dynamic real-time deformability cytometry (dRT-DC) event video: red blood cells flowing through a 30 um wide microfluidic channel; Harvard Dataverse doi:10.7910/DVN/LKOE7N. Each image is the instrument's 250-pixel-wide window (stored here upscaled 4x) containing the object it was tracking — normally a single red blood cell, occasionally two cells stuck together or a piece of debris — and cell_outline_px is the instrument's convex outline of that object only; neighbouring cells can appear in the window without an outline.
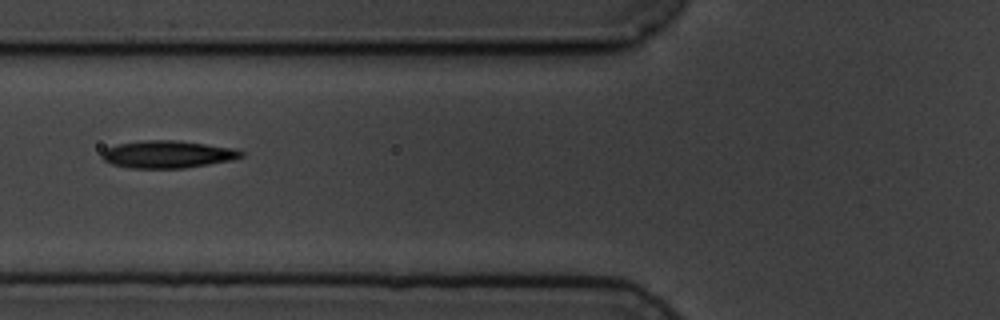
{"species": "common noctule bat (a hibernating species)", "species_latin": "Nyctalus noctula", "temperature_condition": "cold", "stored_images_in_passage": 9, "camera_frame_rate_fps": 3000, "um_per_image_px": 0.085, "animal": {"sex": "male", "body_mass_g": 19.5, "forearm_length_mm": 54.6}, "frame": {"image": 1, "passage_image": 6, "time_ms": 6.0, "image_size_px": [1000, 320], "cell_outline_px": [[244, 156], [228, 160], [208, 164], [184, 168], [128, 168], [112, 164], [104, 160], [100, 156], [100, 152], [104, 148], [116, 144], [144, 140], [176, 140], [232, 148], [244, 152]], "centroid_in_image_um": [14.15, 13.11], "position_along_channel_um": 111.6, "area_um2": 22.2}}
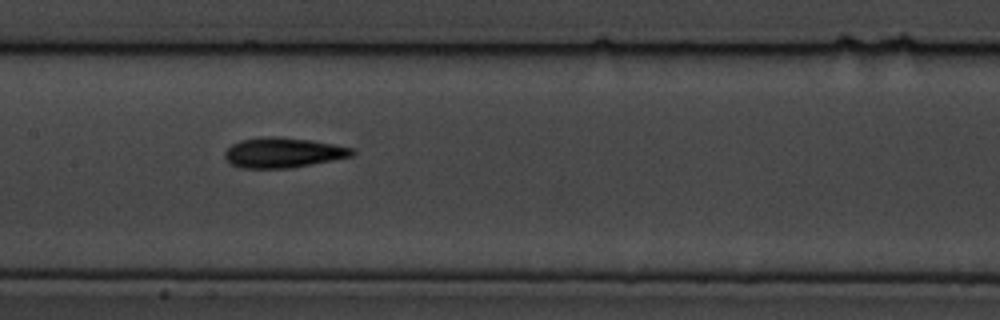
{"frame": {"image": 2, "passage_image": 8, "time_ms": 8.0, "image_size_px": [1000, 320], "cell_outline_px": [[356, 152], [352, 156], [292, 168], [240, 168], [232, 164], [224, 156], [224, 152], [232, 144], [240, 140], [264, 136], [276, 136], [312, 140], [356, 148]], "centroid_in_image_um": [24.08, 12.96], "position_along_channel_um": 183.3, "area_um2": 22.48}}
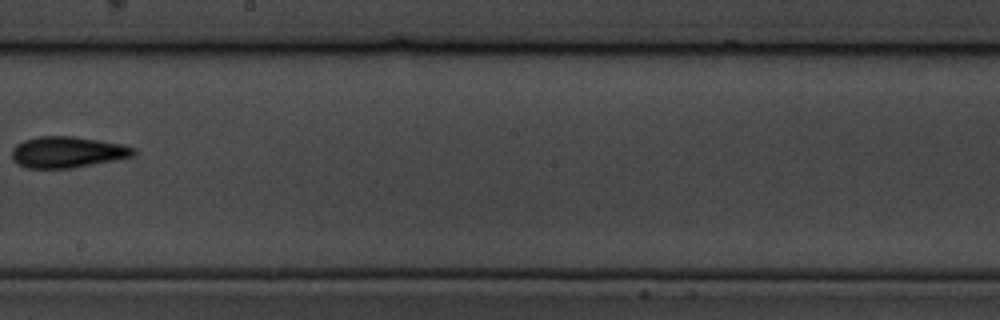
{"frame": {"image": 3, "passage_image": 9, "time_ms": 9.667, "image_size_px": [1000, 320], "cell_outline_px": [[136, 152], [132, 156], [72, 168], [28, 168], [16, 164], [12, 160], [12, 148], [16, 144], [24, 140], [40, 136], [72, 136], [120, 144], [136, 148]], "centroid_in_image_um": [5.66, 12.93], "position_along_channel_um": 242.5, "area_um2": 21.91}}